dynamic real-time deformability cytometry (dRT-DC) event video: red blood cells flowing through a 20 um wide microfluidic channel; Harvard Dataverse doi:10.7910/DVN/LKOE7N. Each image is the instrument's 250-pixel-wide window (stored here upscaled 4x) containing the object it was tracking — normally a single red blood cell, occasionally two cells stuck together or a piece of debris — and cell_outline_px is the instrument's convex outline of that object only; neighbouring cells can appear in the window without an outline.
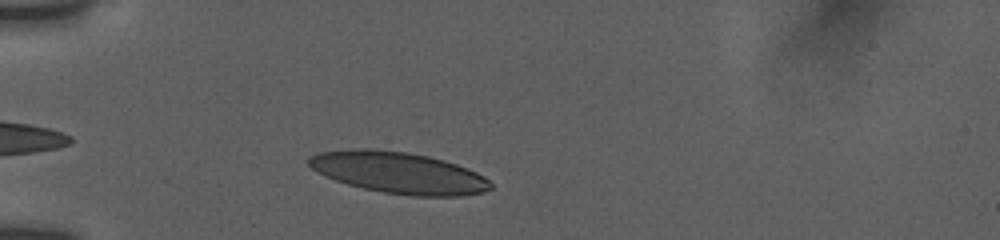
{"species": "human", "species_latin": "Homo sapiens", "temperature_condition": "room temperature", "stored_images_in_passage": 38, "camera_frame_rate_fps": 3000, "um_per_image_px": 0.085, "donor": {"sex": "female"}, "frame": {"image": 1, "passage_image": 6, "time_ms": 1.0, "image_size_px": [1000, 240], "cell_outline_px": [[492, 188], [484, 192], [460, 196], [412, 196], [384, 192], [364, 188], [348, 184], [324, 176], [312, 168], [308, 164], [308, 160], [312, 156], [320, 152], [352, 148], [368, 148], [404, 152], [428, 156], [444, 160], [468, 168], [484, 176], [492, 184]], "centroid_in_image_um": [33.9, 14.68], "position_along_channel_um": 51.1, "area_um2": 43.75}}
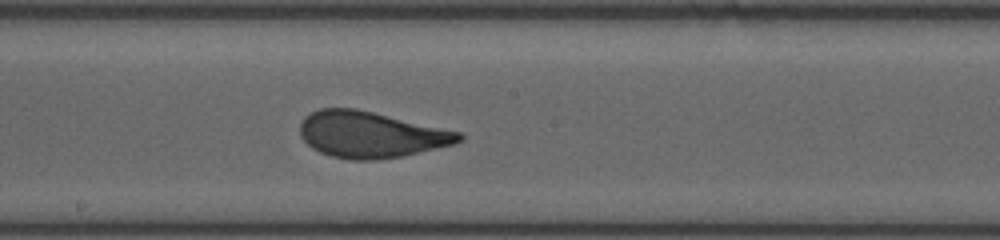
{"frame": {"image": 2, "passage_image": 23, "time_ms": 6.0, "image_size_px": [1000, 240], "cell_outline_px": [[464, 140], [452, 144], [436, 148], [400, 156], [376, 160], [352, 160], [332, 156], [320, 152], [312, 148], [300, 136], [300, 124], [304, 116], [320, 108], [356, 108], [460, 132], [464, 136]], "centroid_in_image_um": [31.48, 11.43], "position_along_channel_um": 216.7, "area_um2": 42.48}}
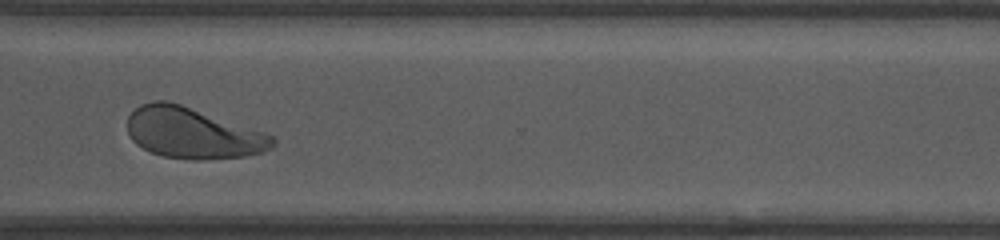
{"frame": {"image": 3, "passage_image": 33, "time_ms": 9.667, "image_size_px": [1000, 240], "cell_outline_px": [[276, 140], [272, 148], [264, 152], [244, 156], [204, 160], [192, 160], [164, 156], [152, 152], [136, 144], [132, 140], [128, 132], [128, 116], [140, 104], [152, 100], [164, 100], [180, 104], [264, 132], [272, 136]], "centroid_in_image_um": [16.37, 11.31], "position_along_channel_um": 354.2, "area_um2": 42.89}, "authors_computed_cell_mechanics": {"area_um2": 42.9165, "velocity_mm_per_s": 3.7705, "shape_relaxation_time_tau1_ms": 3.7973, "shape_relaxation_time_tau2_ms": null, "deformation_change_tau1": 0.1699, "deformation_change_tau2": null}}